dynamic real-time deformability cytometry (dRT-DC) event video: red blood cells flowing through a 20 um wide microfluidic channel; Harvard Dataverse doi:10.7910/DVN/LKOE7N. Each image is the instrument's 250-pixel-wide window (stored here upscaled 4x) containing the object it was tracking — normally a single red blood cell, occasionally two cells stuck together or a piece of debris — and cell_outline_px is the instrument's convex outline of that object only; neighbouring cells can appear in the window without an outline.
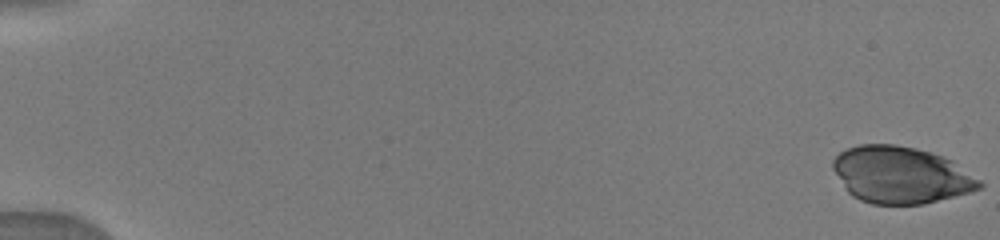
{"species": "human", "species_latin": "Homo sapiens", "temperature_condition": "warm", "stored_images_in_passage": 18, "camera_frame_rate_fps": 3000, "um_per_image_px": 0.085, "donor": {"sex": "male"}, "frame": {"image": 1, "passage_image": 1, "time_ms": 0.0, "image_size_px": [1000, 240], "cell_outline_px": [[984, 184], [980, 188], [968, 192], [924, 204], [872, 204], [860, 200], [852, 196], [844, 188], [832, 168], [832, 160], [840, 152], [848, 148], [860, 144], [896, 144], [916, 148], [952, 160], [980, 180]], "centroid_in_image_um": [76.53, 14.87], "position_along_channel_um": 8.5, "area_um2": 48.32}}
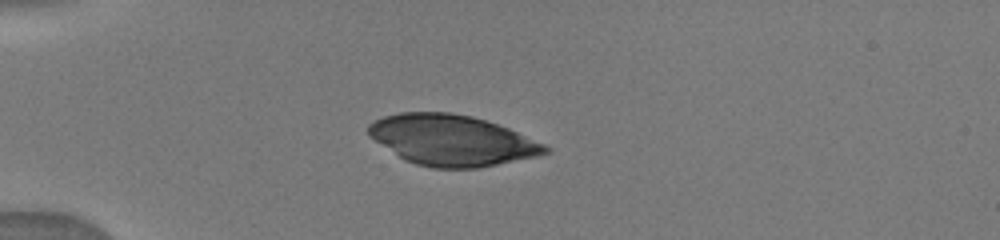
{"frame": {"image": 2, "passage_image": 11, "time_ms": 4.667, "image_size_px": [1000, 240], "cell_outline_px": [[552, 148], [548, 152], [536, 156], [476, 168], [432, 168], [416, 164], [404, 160], [368, 136], [368, 124], [372, 120], [384, 116], [400, 112], [452, 112], [472, 116], [508, 128], [544, 144]], "centroid_in_image_um": [38.36, 11.91], "position_along_channel_um": 46.6, "area_um2": 52.02}}
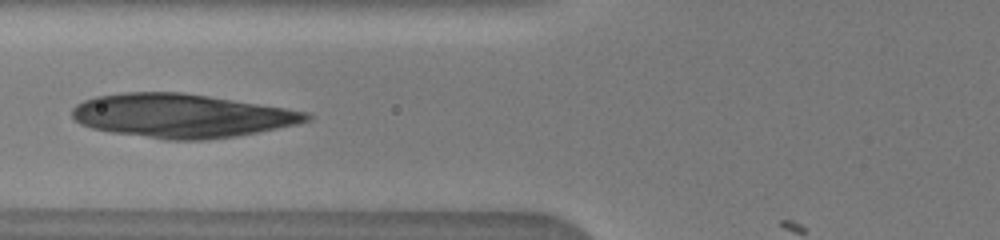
{"frame": {"image": 3, "passage_image": 16, "time_ms": 7.0, "image_size_px": [1000, 240], "cell_outline_px": [[312, 120], [296, 124], [236, 136], [204, 140], [168, 140], [112, 132], [92, 128], [80, 124], [72, 116], [72, 108], [76, 104], [84, 100], [96, 96], [124, 92], [184, 92], [284, 108], [308, 112], [312, 116]], "centroid_in_image_um": [15.4, 9.83], "position_along_channel_um": 110.4, "area_um2": 59.48}}